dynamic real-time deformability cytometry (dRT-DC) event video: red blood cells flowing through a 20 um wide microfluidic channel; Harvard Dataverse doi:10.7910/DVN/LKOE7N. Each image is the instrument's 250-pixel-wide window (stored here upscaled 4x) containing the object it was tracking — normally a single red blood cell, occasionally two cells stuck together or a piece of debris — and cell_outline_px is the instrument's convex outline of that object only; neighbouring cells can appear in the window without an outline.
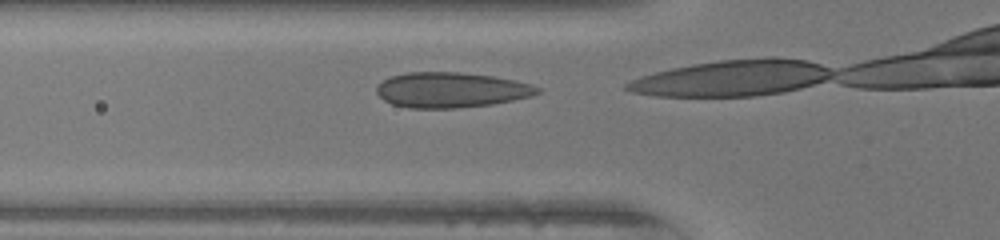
{"species": "human", "species_latin": "Homo sapiens", "temperature_condition": "warm", "stored_images_in_passage": 23, "camera_frame_rate_fps": 3000, "um_per_image_px": 0.085, "donor": {"sex": "female"}, "frame": {"image": 1, "passage_image": 2, "time_ms": 0.333, "image_size_px": [1000, 240], "cell_outline_px": [[544, 92], [532, 96], [492, 104], [456, 108], [408, 108], [392, 104], [384, 100], [376, 92], [376, 84], [392, 76], [408, 72], [460, 72], [492, 76], [532, 84], [540, 88]], "centroid_in_image_um": [38.35, 7.65], "position_along_channel_um": 87.5, "area_um2": 33.12}}
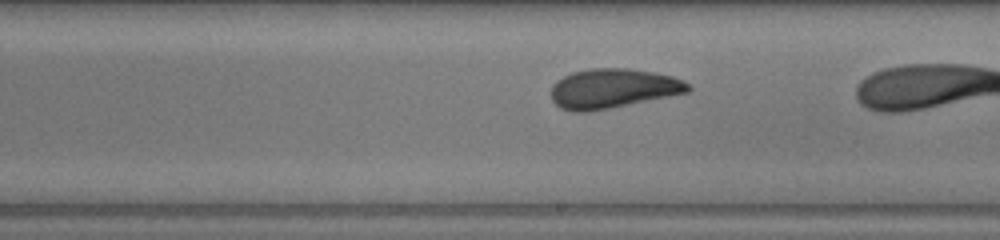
{"frame": {"image": 2, "passage_image": 13, "time_ms": 4.0, "image_size_px": [1000, 240], "cell_outline_px": [[692, 88], [688, 92], [588, 112], [572, 112], [560, 108], [552, 100], [552, 84], [556, 80], [572, 72], [588, 68], [628, 68], [652, 72], [672, 76], [688, 84]], "centroid_in_image_um": [52.04, 7.51], "position_along_channel_um": 237.0, "area_um2": 31.33}}
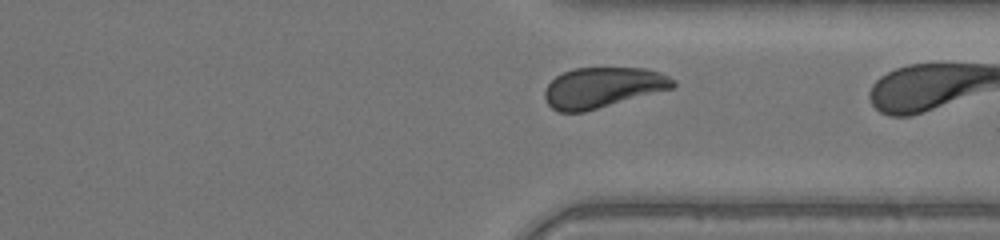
{"frame": {"image": 3, "passage_image": 22, "time_ms": 7.0, "image_size_px": [1000, 240], "cell_outline_px": [[676, 84], [672, 88], [584, 112], [560, 112], [552, 108], [548, 104], [544, 96], [544, 92], [548, 84], [556, 76], [572, 68], [644, 68], [660, 72], [676, 80]], "centroid_in_image_um": [51.22, 7.43], "position_along_channel_um": 360.2, "area_um2": 30.06}}